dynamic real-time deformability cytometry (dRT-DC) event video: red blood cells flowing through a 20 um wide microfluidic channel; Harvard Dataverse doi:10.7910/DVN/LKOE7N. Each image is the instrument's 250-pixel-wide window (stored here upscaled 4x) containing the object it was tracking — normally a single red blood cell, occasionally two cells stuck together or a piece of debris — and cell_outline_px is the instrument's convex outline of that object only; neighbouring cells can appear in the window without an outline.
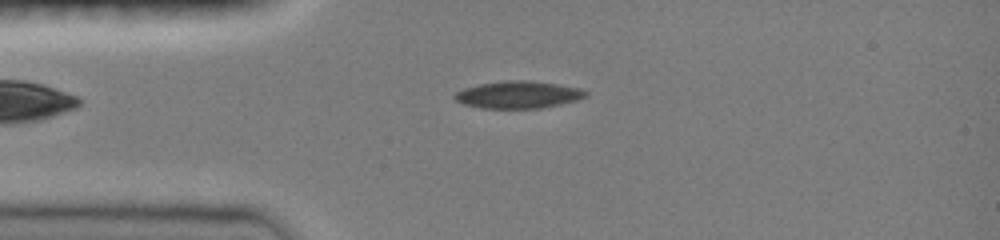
{"species": "common noctule bat (a hibernating species)", "species_latin": "Nyctalus noctula", "temperature_condition": "room temperature", "stored_images_in_passage": 46, "camera_frame_rate_fps": 3000, "um_per_image_px": 0.085, "animal": {"sex": "female", "body_mass_g": 19.0, "forearm_length_mm": 51.5}, "frame": {"image": 1, "passage_image": 10, "time_ms": 3.0, "image_size_px": [1000, 240], "cell_outline_px": [[588, 96], [576, 100], [560, 104], [540, 108], [480, 108], [464, 104], [456, 100], [452, 96], [456, 92], [464, 88], [480, 84], [504, 80], [528, 80], [556, 84], [580, 88], [588, 92]], "centroid_in_image_um": [44.04, 8.04], "position_along_channel_um": 41.0, "area_um2": 20.75}}
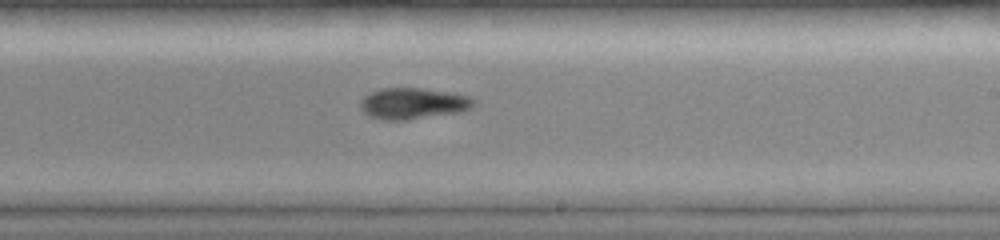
{"frame": {"image": 2, "passage_image": 27, "time_ms": 8.667, "image_size_px": [1000, 240], "cell_outline_px": [[476, 104], [472, 108], [460, 112], [404, 120], [384, 120], [372, 116], [364, 112], [360, 108], [360, 100], [364, 96], [380, 88], [420, 88], [448, 92], [468, 96], [476, 100]], "centroid_in_image_um": [35.12, 8.79], "position_along_channel_um": 253.9, "area_um2": 20.52}}
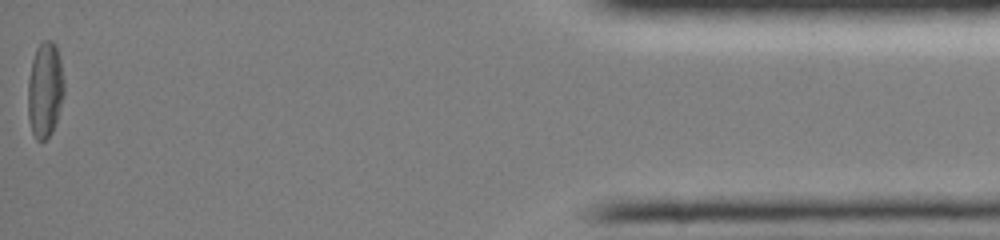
{"frame": {"image": 3, "passage_image": 46, "time_ms": 15.0, "image_size_px": [1000, 240], "cell_outline_px": [[64, 96], [52, 132], [44, 140], [36, 140], [32, 132], [28, 120], [28, 80], [32, 60], [36, 48], [44, 40], [52, 40], [56, 44], [60, 56], [64, 80]], "centroid_in_image_um": [3.83, 7.61], "position_along_channel_um": 431.4, "area_um2": 20.35}, "authors_computed_cell_mechanics": {"area_um2": 20.4901, "velocity_mm_per_s": 4.0342, "shape_relaxation_time_tau1_ms": 4.2827, "shape_relaxation_time_tau2_ms": null, "deformation_change_tau1": 0.1099, "deformation_change_tau2": null}}